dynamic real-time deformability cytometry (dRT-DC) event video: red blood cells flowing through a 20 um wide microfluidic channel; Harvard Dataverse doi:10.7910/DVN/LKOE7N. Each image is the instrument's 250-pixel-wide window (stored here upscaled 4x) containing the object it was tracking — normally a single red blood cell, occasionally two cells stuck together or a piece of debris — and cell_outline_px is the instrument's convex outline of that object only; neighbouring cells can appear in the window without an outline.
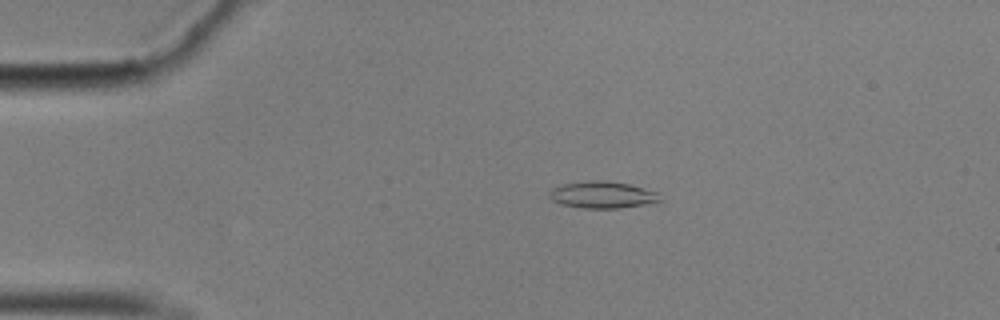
{"species": "common noctule bat (a hibernating species)", "species_latin": "Nyctalus noctula", "temperature_condition": "cold", "stored_images_in_passage": 50, "camera_frame_rate_fps": 3000, "um_per_image_px": 0.085, "animal": {"sex": "male", "body_mass_g": 17.9}, "frame": {"image": 1, "passage_image": 5, "time_ms": 1.333, "image_size_px": [1000, 320], "cell_outline_px": [[664, 200], [656, 204], [620, 208], [584, 208], [560, 204], [552, 200], [548, 196], [552, 188], [564, 184], [592, 180], [604, 180], [628, 184], [656, 192]], "centroid_in_image_um": [51.26, 16.58], "position_along_channel_um": 33.7, "area_um2": 17.46}}
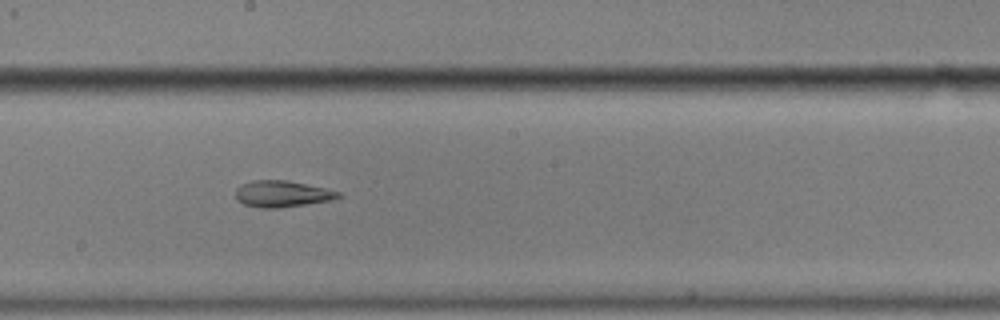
{"frame": {"image": 2, "passage_image": 25, "time_ms": 8.0, "image_size_px": [1000, 320], "cell_outline_px": [[340, 196], [332, 200], [280, 208], [260, 208], [244, 204], [236, 200], [236, 188], [240, 184], [252, 180], [284, 180], [324, 188], [340, 192]], "centroid_in_image_um": [23.92, 16.48], "position_along_channel_um": 224.3, "area_um2": 15.72}}
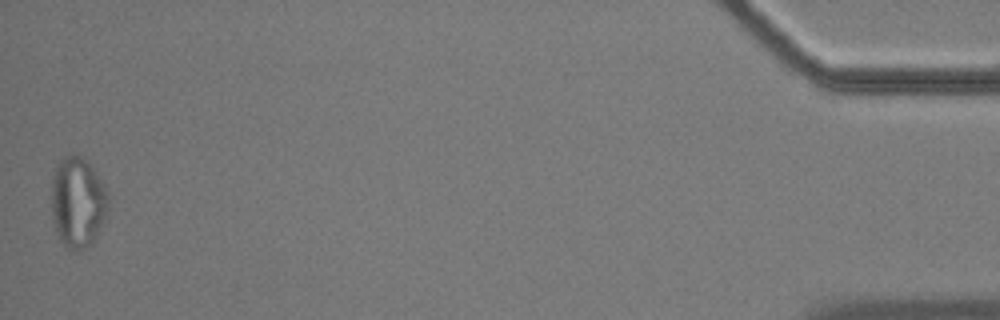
{"frame": {"image": 3, "passage_image": 50, "time_ms": 16.333, "image_size_px": [1000, 320], "cell_outline_px": [[108, 212], [96, 236], [80, 252], [68, 248], [60, 240], [56, 232], [52, 216], [52, 180], [56, 168], [60, 160], [68, 152], [72, 152], [80, 156], [96, 172], [104, 184], [108, 192]], "centroid_in_image_um": [6.61, 17.17], "position_along_channel_um": 428.6, "area_um2": 29.94}, "authors_computed_cell_mechanics": {"area_um2": 16.7331, "velocity_mm_per_s": 3.5128, "shape_relaxation_time_tau1_ms": null, "shape_relaxation_time_tau2_ms": 5.056, "deformation_change_tau1": null, "deformation_change_tau2": 0.1432}}